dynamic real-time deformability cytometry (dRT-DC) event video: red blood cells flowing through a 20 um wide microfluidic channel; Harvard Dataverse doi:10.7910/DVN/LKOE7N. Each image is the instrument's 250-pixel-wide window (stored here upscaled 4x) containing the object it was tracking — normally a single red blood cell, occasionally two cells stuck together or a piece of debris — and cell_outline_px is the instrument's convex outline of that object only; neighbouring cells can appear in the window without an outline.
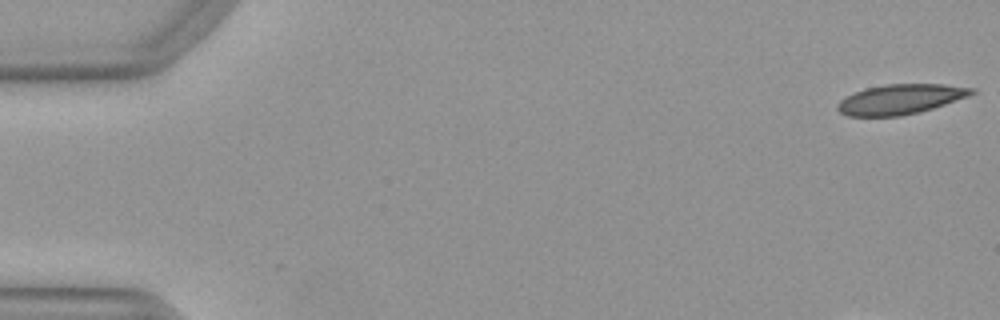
{"species": "Egyptian fruit bat (a non-hibernating species)", "species_latin": "Rousettus aegyptiacus", "temperature_condition": "warm", "stored_images_in_passage": 15, "camera_frame_rate_fps": 3000, "um_per_image_px": 0.085, "animal": {"sex": "female"}, "frame": {"image": 1, "passage_image": 1, "time_ms": 0.0, "image_size_px": [1000, 320], "cell_outline_px": [[976, 92], [968, 96], [920, 112], [900, 116], [848, 116], [840, 112], [836, 108], [836, 104], [844, 96], [864, 88], [884, 84], [944, 84], [976, 88]], "centroid_in_image_um": [76.5, 8.43], "position_along_channel_um": 8.5, "area_um2": 23.52}}